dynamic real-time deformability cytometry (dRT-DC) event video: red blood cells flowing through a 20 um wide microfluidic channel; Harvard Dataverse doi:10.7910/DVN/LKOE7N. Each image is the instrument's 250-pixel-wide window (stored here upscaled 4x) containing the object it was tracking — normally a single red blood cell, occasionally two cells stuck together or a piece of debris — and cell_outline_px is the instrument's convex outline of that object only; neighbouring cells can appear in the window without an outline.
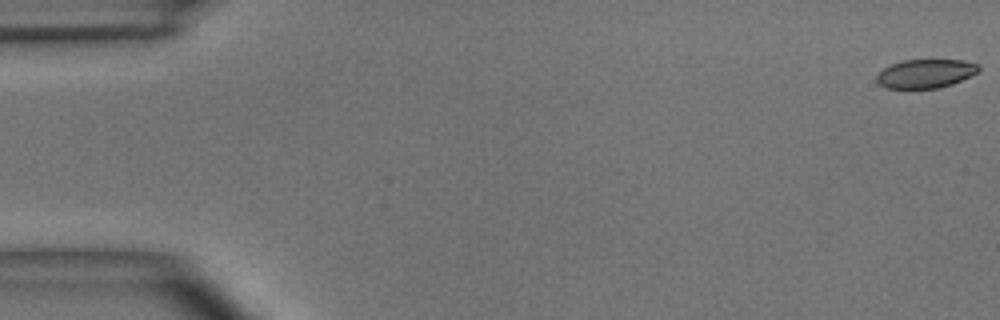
{"species": "common noctule bat (a hibernating species)", "species_latin": "Nyctalus noctula", "temperature_condition": "room temperature", "stored_images_in_passage": 4, "camera_frame_rate_fps": 3000, "um_per_image_px": 0.085, "animal": {"sex": "male", "body_mass_g": 15.6}, "frame": {"image": 1, "passage_image": 1, "time_ms": 0.0, "image_size_px": [1000, 320], "cell_outline_px": [[980, 68], [976, 72], [952, 84], [936, 88], [884, 88], [876, 80], [876, 76], [884, 68], [892, 64], [904, 60], [964, 60], [980, 64]], "centroid_in_image_um": [78.66, 6.25], "position_along_channel_um": 6.3, "area_um2": 16.88}}
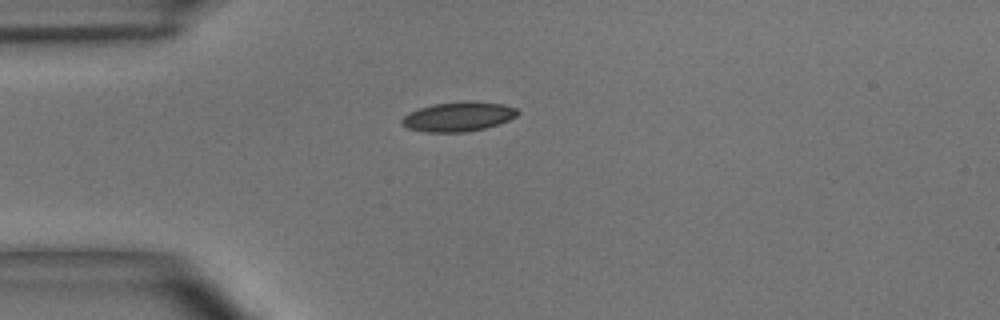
{"frame": {"image": 2, "passage_image": 4, "time_ms": 4.333, "image_size_px": [1000, 320], "cell_outline_px": [[520, 112], [516, 116], [500, 124], [484, 128], [464, 132], [424, 132], [408, 128], [400, 124], [400, 120], [408, 112], [432, 104], [504, 104], [516, 108]], "centroid_in_image_um": [38.9, 9.97], "position_along_channel_um": 46.1, "area_um2": 19.07}}